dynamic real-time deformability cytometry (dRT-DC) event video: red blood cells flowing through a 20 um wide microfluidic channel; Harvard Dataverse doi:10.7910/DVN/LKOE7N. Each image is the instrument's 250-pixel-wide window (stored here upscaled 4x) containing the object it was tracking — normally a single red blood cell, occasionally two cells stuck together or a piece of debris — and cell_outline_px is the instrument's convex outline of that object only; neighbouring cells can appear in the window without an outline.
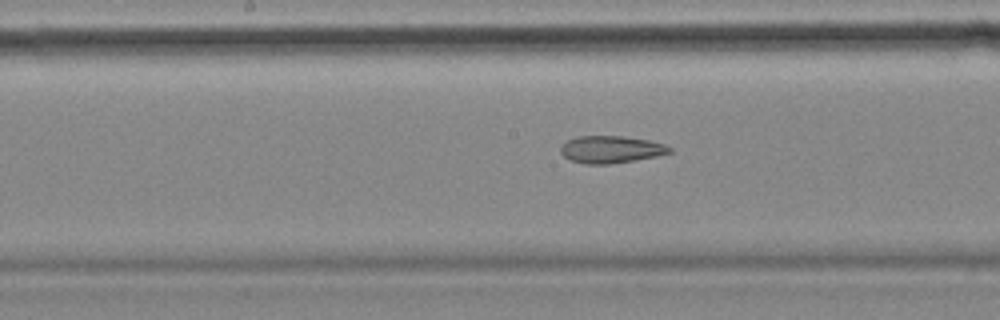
{"species": "common noctule bat (a hibernating species)", "species_latin": "Nyctalus noctula", "temperature_condition": "cold", "stored_images_in_passage": 18, "camera_frame_rate_fps": 3000, "um_per_image_px": 0.085, "animal": {"sex": "female", "body_mass_g": 18.4}, "frame": {"image": 1, "passage_image": 16, "time_ms": 5.0, "image_size_px": [1000, 320], "cell_outline_px": [[672, 152], [656, 156], [608, 164], [584, 164], [572, 160], [564, 156], [560, 152], [560, 148], [568, 140], [580, 136], [624, 136], [648, 140], [664, 144], [672, 148]], "centroid_in_image_um": [51.94, 12.7], "position_along_channel_um": 196.3, "area_um2": 17.05}}